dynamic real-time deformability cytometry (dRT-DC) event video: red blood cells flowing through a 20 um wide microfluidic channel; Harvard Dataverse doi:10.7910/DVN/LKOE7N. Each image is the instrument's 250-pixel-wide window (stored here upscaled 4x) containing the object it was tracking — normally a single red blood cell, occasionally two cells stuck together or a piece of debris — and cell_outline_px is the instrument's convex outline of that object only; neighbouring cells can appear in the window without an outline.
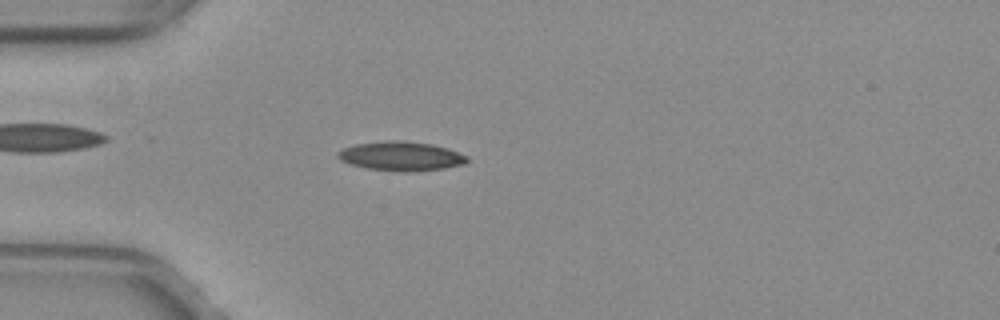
{"species": "common noctule bat (a hibernating species)", "species_latin": "Nyctalus noctula", "temperature_condition": "warm", "stored_images_in_passage": 52, "camera_frame_rate_fps": 3000, "um_per_image_px": 0.085, "animal": {"sex": "female", "body_mass_g": 29.2, "forearm_length_mm": 56.3}, "frame": {"image": 1, "passage_image": 15, "time_ms": 4.667, "image_size_px": [1000, 320], "cell_outline_px": [[468, 160], [464, 164], [444, 168], [408, 172], [396, 172], [364, 168], [348, 164], [340, 160], [336, 156], [336, 152], [344, 148], [356, 144], [384, 140], [396, 140], [432, 144], [448, 148], [468, 156]], "centroid_in_image_um": [34.05, 13.28], "position_along_channel_um": 51.0, "area_um2": 22.25}}
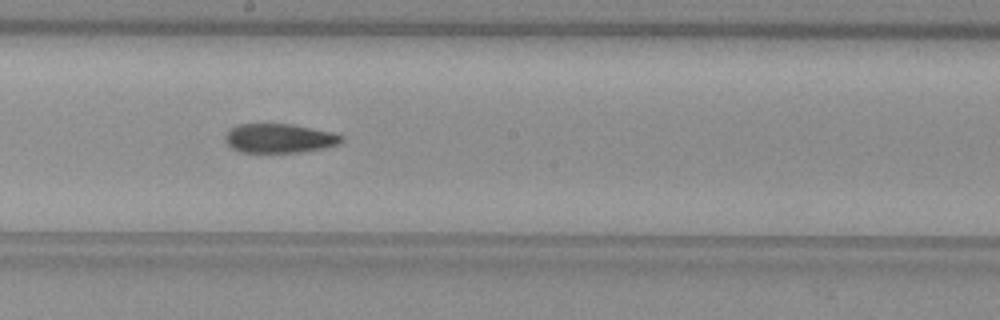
{"frame": {"image": 2, "passage_image": 29, "time_ms": 9.333, "image_size_px": [1000, 320], "cell_outline_px": [[344, 140], [340, 144], [328, 148], [300, 152], [240, 152], [232, 148], [224, 140], [224, 136], [236, 124], [292, 124], [332, 132], [344, 136]], "centroid_in_image_um": [23.78, 11.76], "position_along_channel_um": 224.4, "area_um2": 19.94}}
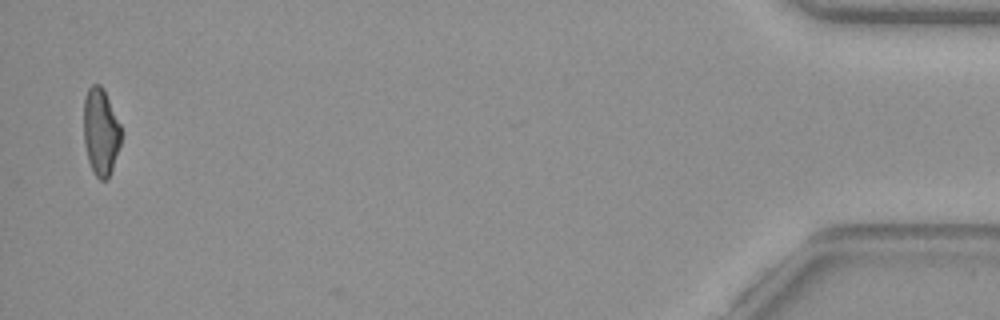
{"frame": {"image": 3, "passage_image": 51, "time_ms": 16.667, "image_size_px": [1000, 320], "cell_outline_px": [[120, 144], [108, 180], [100, 180], [92, 172], [88, 160], [84, 144], [84, 100], [88, 88], [92, 84], [100, 84], [120, 124]], "centroid_in_image_um": [8.54, 11.24], "position_along_channel_um": 426.7, "area_um2": 18.73}, "authors_computed_cell_mechanics": {"area_um2": 20.1144, "velocity_mm_per_s": 4.0045, "shape_relaxation_time_tau1_ms": 8.3622, "shape_relaxation_time_tau2_ms": 4.1923, "deformation_change_tau1": 0.2329, "deformation_change_tau2": 0.1323}}